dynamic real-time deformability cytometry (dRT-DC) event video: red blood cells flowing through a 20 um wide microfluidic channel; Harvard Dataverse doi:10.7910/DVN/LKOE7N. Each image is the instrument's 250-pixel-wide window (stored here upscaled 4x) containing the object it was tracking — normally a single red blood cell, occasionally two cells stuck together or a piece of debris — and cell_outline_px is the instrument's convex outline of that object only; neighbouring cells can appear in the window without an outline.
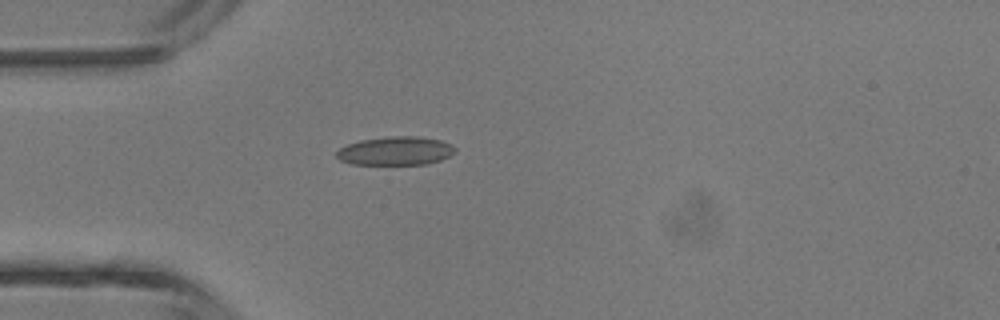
{"species": "common noctule bat (a hibernating species)", "species_latin": "Nyctalus noctula", "temperature_condition": "room temperature", "stored_images_in_passage": 3, "camera_frame_rate_fps": 3000, "um_per_image_px": 0.085, "animal": {"sex": "male", "body_mass_g": 13.3}, "frame": {"image": 1, "passage_image": 2, "time_ms": 2.333, "image_size_px": [1000, 320], "cell_outline_px": [[456, 152], [440, 160], [428, 164], [352, 164], [340, 160], [336, 156], [336, 152], [340, 148], [348, 144], [360, 140], [388, 136], [416, 136], [440, 140], [452, 144], [456, 148]], "centroid_in_image_um": [33.63, 12.82], "position_along_channel_um": 51.4, "area_um2": 19.77}}